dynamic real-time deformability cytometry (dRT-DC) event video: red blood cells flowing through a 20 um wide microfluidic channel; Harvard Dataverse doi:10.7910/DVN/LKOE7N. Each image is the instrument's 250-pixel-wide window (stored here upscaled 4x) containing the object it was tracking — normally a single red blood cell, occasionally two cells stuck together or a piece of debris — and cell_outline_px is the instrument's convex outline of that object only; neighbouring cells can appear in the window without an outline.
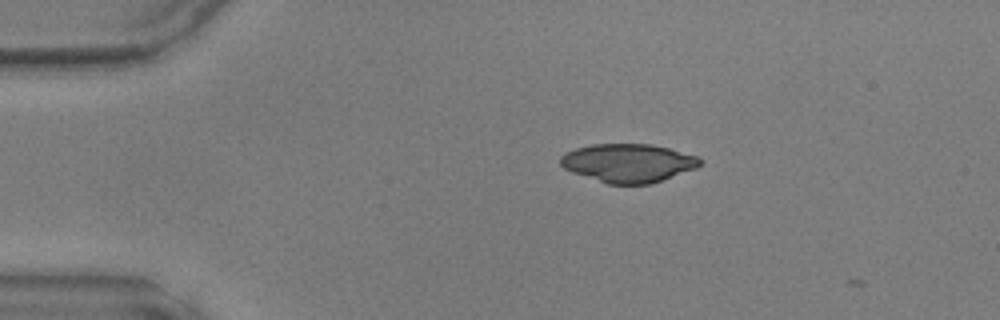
{"species": "common noctule bat (a hibernating species)", "species_latin": "Nyctalus noctula", "temperature_condition": "warm", "stored_images_in_passage": 2, "camera_frame_rate_fps": 3000, "um_per_image_px": 0.085, "animal": {"sex": "male", "body_mass_g": 17.9, "forearm_length_mm": 54.2}, "frame": {"image": 1, "passage_image": 1, "time_ms": 0.0, "image_size_px": [1000, 320], "cell_outline_px": [[704, 160], [696, 168], [652, 184], [608, 184], [572, 172], [564, 168], [560, 164], [560, 156], [564, 152], [576, 148], [592, 144], [652, 144], [700, 156]], "centroid_in_image_um": [53.41, 13.85], "position_along_channel_um": 31.6, "area_um2": 31.5}}